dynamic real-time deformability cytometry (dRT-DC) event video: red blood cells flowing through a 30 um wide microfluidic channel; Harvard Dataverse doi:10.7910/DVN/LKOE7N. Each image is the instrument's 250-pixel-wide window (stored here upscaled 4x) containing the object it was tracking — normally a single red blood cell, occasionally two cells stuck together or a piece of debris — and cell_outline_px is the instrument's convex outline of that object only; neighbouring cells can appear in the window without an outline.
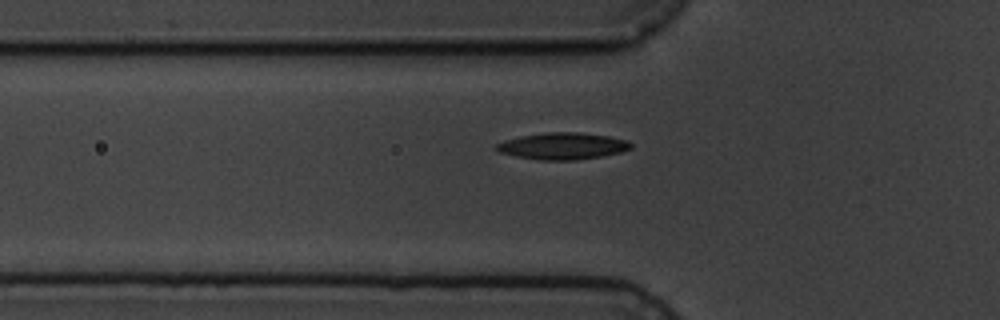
{"species": "common noctule bat (a hibernating species)", "species_latin": "Nyctalus noctula", "temperature_condition": "cold", "stored_images_in_passage": 9, "camera_frame_rate_fps": 3000, "um_per_image_px": 0.085, "animal": {"sex": "male", "body_mass_g": 19.5, "forearm_length_mm": 54.6}, "frame": {"image": 1, "passage_image": 9, "time_ms": 9.0, "image_size_px": [1000, 320], "cell_outline_px": [[632, 148], [620, 152], [600, 156], [576, 160], [540, 160], [516, 156], [500, 152], [492, 148], [496, 144], [504, 140], [520, 136], [544, 132], [580, 132], [608, 136], [628, 140], [632, 144]], "centroid_in_image_um": [47.8, 12.4], "position_along_channel_um": 78.0, "area_um2": 21.04}}